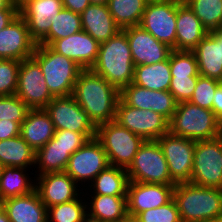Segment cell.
I'll return each instance as SVG.
<instances>
[{
  "label": "cell",
  "instance_id": "obj_1",
  "mask_svg": "<svg viewBox=\"0 0 222 222\" xmlns=\"http://www.w3.org/2000/svg\"><path fill=\"white\" fill-rule=\"evenodd\" d=\"M72 96L96 127L115 121L120 91L91 69L80 72Z\"/></svg>",
  "mask_w": 222,
  "mask_h": 222
},
{
  "label": "cell",
  "instance_id": "obj_2",
  "mask_svg": "<svg viewBox=\"0 0 222 222\" xmlns=\"http://www.w3.org/2000/svg\"><path fill=\"white\" fill-rule=\"evenodd\" d=\"M91 70L121 91L134 78V62L126 33L121 30L100 43L98 57Z\"/></svg>",
  "mask_w": 222,
  "mask_h": 222
},
{
  "label": "cell",
  "instance_id": "obj_3",
  "mask_svg": "<svg viewBox=\"0 0 222 222\" xmlns=\"http://www.w3.org/2000/svg\"><path fill=\"white\" fill-rule=\"evenodd\" d=\"M182 222H217L222 213V189L177 183L173 190Z\"/></svg>",
  "mask_w": 222,
  "mask_h": 222
},
{
  "label": "cell",
  "instance_id": "obj_4",
  "mask_svg": "<svg viewBox=\"0 0 222 222\" xmlns=\"http://www.w3.org/2000/svg\"><path fill=\"white\" fill-rule=\"evenodd\" d=\"M168 132L193 141L209 140L222 135V123L212 110L184 101L169 120Z\"/></svg>",
  "mask_w": 222,
  "mask_h": 222
},
{
  "label": "cell",
  "instance_id": "obj_5",
  "mask_svg": "<svg viewBox=\"0 0 222 222\" xmlns=\"http://www.w3.org/2000/svg\"><path fill=\"white\" fill-rule=\"evenodd\" d=\"M32 58L40 65L47 88L53 97L71 96L78 75L83 70L70 58L48 45L37 44Z\"/></svg>",
  "mask_w": 222,
  "mask_h": 222
},
{
  "label": "cell",
  "instance_id": "obj_6",
  "mask_svg": "<svg viewBox=\"0 0 222 222\" xmlns=\"http://www.w3.org/2000/svg\"><path fill=\"white\" fill-rule=\"evenodd\" d=\"M95 138L107 154L109 164L128 169L144 139L120 126L116 121L97 126Z\"/></svg>",
  "mask_w": 222,
  "mask_h": 222
},
{
  "label": "cell",
  "instance_id": "obj_7",
  "mask_svg": "<svg viewBox=\"0 0 222 222\" xmlns=\"http://www.w3.org/2000/svg\"><path fill=\"white\" fill-rule=\"evenodd\" d=\"M129 181L176 185L171 179L163 150L157 140H145L127 169Z\"/></svg>",
  "mask_w": 222,
  "mask_h": 222
},
{
  "label": "cell",
  "instance_id": "obj_8",
  "mask_svg": "<svg viewBox=\"0 0 222 222\" xmlns=\"http://www.w3.org/2000/svg\"><path fill=\"white\" fill-rule=\"evenodd\" d=\"M189 183L222 189V135L209 140L195 141Z\"/></svg>",
  "mask_w": 222,
  "mask_h": 222
},
{
  "label": "cell",
  "instance_id": "obj_9",
  "mask_svg": "<svg viewBox=\"0 0 222 222\" xmlns=\"http://www.w3.org/2000/svg\"><path fill=\"white\" fill-rule=\"evenodd\" d=\"M181 0L147 2L140 26L158 41L176 50L177 6Z\"/></svg>",
  "mask_w": 222,
  "mask_h": 222
},
{
  "label": "cell",
  "instance_id": "obj_10",
  "mask_svg": "<svg viewBox=\"0 0 222 222\" xmlns=\"http://www.w3.org/2000/svg\"><path fill=\"white\" fill-rule=\"evenodd\" d=\"M115 121L144 140H157L169 131V120L153 110H142L127 105L119 98Z\"/></svg>",
  "mask_w": 222,
  "mask_h": 222
},
{
  "label": "cell",
  "instance_id": "obj_11",
  "mask_svg": "<svg viewBox=\"0 0 222 222\" xmlns=\"http://www.w3.org/2000/svg\"><path fill=\"white\" fill-rule=\"evenodd\" d=\"M109 165L101 143L93 138L70 156L65 172L84 190Z\"/></svg>",
  "mask_w": 222,
  "mask_h": 222
},
{
  "label": "cell",
  "instance_id": "obj_12",
  "mask_svg": "<svg viewBox=\"0 0 222 222\" xmlns=\"http://www.w3.org/2000/svg\"><path fill=\"white\" fill-rule=\"evenodd\" d=\"M15 95L30 109H44L54 98L47 88L40 65L32 57L20 63Z\"/></svg>",
  "mask_w": 222,
  "mask_h": 222
},
{
  "label": "cell",
  "instance_id": "obj_13",
  "mask_svg": "<svg viewBox=\"0 0 222 222\" xmlns=\"http://www.w3.org/2000/svg\"><path fill=\"white\" fill-rule=\"evenodd\" d=\"M168 164L171 179L177 183L190 182L195 141L170 134L157 139Z\"/></svg>",
  "mask_w": 222,
  "mask_h": 222
},
{
  "label": "cell",
  "instance_id": "obj_14",
  "mask_svg": "<svg viewBox=\"0 0 222 222\" xmlns=\"http://www.w3.org/2000/svg\"><path fill=\"white\" fill-rule=\"evenodd\" d=\"M44 109L49 114L55 130L96 133L97 127L72 95L54 97Z\"/></svg>",
  "mask_w": 222,
  "mask_h": 222
},
{
  "label": "cell",
  "instance_id": "obj_15",
  "mask_svg": "<svg viewBox=\"0 0 222 222\" xmlns=\"http://www.w3.org/2000/svg\"><path fill=\"white\" fill-rule=\"evenodd\" d=\"M37 190L46 208L76 199L83 189L64 172L35 175Z\"/></svg>",
  "mask_w": 222,
  "mask_h": 222
},
{
  "label": "cell",
  "instance_id": "obj_16",
  "mask_svg": "<svg viewBox=\"0 0 222 222\" xmlns=\"http://www.w3.org/2000/svg\"><path fill=\"white\" fill-rule=\"evenodd\" d=\"M126 33L134 66L150 65L167 60L172 48L158 41L140 25L123 29Z\"/></svg>",
  "mask_w": 222,
  "mask_h": 222
},
{
  "label": "cell",
  "instance_id": "obj_17",
  "mask_svg": "<svg viewBox=\"0 0 222 222\" xmlns=\"http://www.w3.org/2000/svg\"><path fill=\"white\" fill-rule=\"evenodd\" d=\"M174 186L129 181L127 188V213L137 216L148 209L165 205L173 198Z\"/></svg>",
  "mask_w": 222,
  "mask_h": 222
},
{
  "label": "cell",
  "instance_id": "obj_18",
  "mask_svg": "<svg viewBox=\"0 0 222 222\" xmlns=\"http://www.w3.org/2000/svg\"><path fill=\"white\" fill-rule=\"evenodd\" d=\"M36 45L20 15L0 31V59L22 61L31 58Z\"/></svg>",
  "mask_w": 222,
  "mask_h": 222
},
{
  "label": "cell",
  "instance_id": "obj_19",
  "mask_svg": "<svg viewBox=\"0 0 222 222\" xmlns=\"http://www.w3.org/2000/svg\"><path fill=\"white\" fill-rule=\"evenodd\" d=\"M64 8L62 0H31L19 10L30 37L38 44L50 31L52 18Z\"/></svg>",
  "mask_w": 222,
  "mask_h": 222
},
{
  "label": "cell",
  "instance_id": "obj_20",
  "mask_svg": "<svg viewBox=\"0 0 222 222\" xmlns=\"http://www.w3.org/2000/svg\"><path fill=\"white\" fill-rule=\"evenodd\" d=\"M100 44L84 30L69 37L55 40L50 47L57 53L70 58L83 70L95 64Z\"/></svg>",
  "mask_w": 222,
  "mask_h": 222
},
{
  "label": "cell",
  "instance_id": "obj_21",
  "mask_svg": "<svg viewBox=\"0 0 222 222\" xmlns=\"http://www.w3.org/2000/svg\"><path fill=\"white\" fill-rule=\"evenodd\" d=\"M10 222H48L47 208L35 189L26 195L0 202Z\"/></svg>",
  "mask_w": 222,
  "mask_h": 222
},
{
  "label": "cell",
  "instance_id": "obj_22",
  "mask_svg": "<svg viewBox=\"0 0 222 222\" xmlns=\"http://www.w3.org/2000/svg\"><path fill=\"white\" fill-rule=\"evenodd\" d=\"M176 50L193 51L209 33L194 12L181 2L177 6Z\"/></svg>",
  "mask_w": 222,
  "mask_h": 222
},
{
  "label": "cell",
  "instance_id": "obj_23",
  "mask_svg": "<svg viewBox=\"0 0 222 222\" xmlns=\"http://www.w3.org/2000/svg\"><path fill=\"white\" fill-rule=\"evenodd\" d=\"M80 15L82 29L99 44L106 42L121 31L107 5L90 4Z\"/></svg>",
  "mask_w": 222,
  "mask_h": 222
},
{
  "label": "cell",
  "instance_id": "obj_24",
  "mask_svg": "<svg viewBox=\"0 0 222 222\" xmlns=\"http://www.w3.org/2000/svg\"><path fill=\"white\" fill-rule=\"evenodd\" d=\"M88 222H115L127 214V196L84 194Z\"/></svg>",
  "mask_w": 222,
  "mask_h": 222
},
{
  "label": "cell",
  "instance_id": "obj_25",
  "mask_svg": "<svg viewBox=\"0 0 222 222\" xmlns=\"http://www.w3.org/2000/svg\"><path fill=\"white\" fill-rule=\"evenodd\" d=\"M55 128L45 109H30L21 124L20 136L37 151L54 137Z\"/></svg>",
  "mask_w": 222,
  "mask_h": 222
},
{
  "label": "cell",
  "instance_id": "obj_26",
  "mask_svg": "<svg viewBox=\"0 0 222 222\" xmlns=\"http://www.w3.org/2000/svg\"><path fill=\"white\" fill-rule=\"evenodd\" d=\"M193 52L200 76L216 80L222 78V42L213 31L205 36Z\"/></svg>",
  "mask_w": 222,
  "mask_h": 222
},
{
  "label": "cell",
  "instance_id": "obj_27",
  "mask_svg": "<svg viewBox=\"0 0 222 222\" xmlns=\"http://www.w3.org/2000/svg\"><path fill=\"white\" fill-rule=\"evenodd\" d=\"M128 184L127 170L109 165L83 190V194L127 196Z\"/></svg>",
  "mask_w": 222,
  "mask_h": 222
},
{
  "label": "cell",
  "instance_id": "obj_28",
  "mask_svg": "<svg viewBox=\"0 0 222 222\" xmlns=\"http://www.w3.org/2000/svg\"><path fill=\"white\" fill-rule=\"evenodd\" d=\"M33 170V168L4 167L0 178V202L34 191L36 177Z\"/></svg>",
  "mask_w": 222,
  "mask_h": 222
},
{
  "label": "cell",
  "instance_id": "obj_29",
  "mask_svg": "<svg viewBox=\"0 0 222 222\" xmlns=\"http://www.w3.org/2000/svg\"><path fill=\"white\" fill-rule=\"evenodd\" d=\"M70 156L68 149L58 143V140L53 137L36 151L33 171L35 175L64 172Z\"/></svg>",
  "mask_w": 222,
  "mask_h": 222
},
{
  "label": "cell",
  "instance_id": "obj_30",
  "mask_svg": "<svg viewBox=\"0 0 222 222\" xmlns=\"http://www.w3.org/2000/svg\"><path fill=\"white\" fill-rule=\"evenodd\" d=\"M169 58L159 63L134 66L133 84L155 90L169 91L171 82Z\"/></svg>",
  "mask_w": 222,
  "mask_h": 222
},
{
  "label": "cell",
  "instance_id": "obj_31",
  "mask_svg": "<svg viewBox=\"0 0 222 222\" xmlns=\"http://www.w3.org/2000/svg\"><path fill=\"white\" fill-rule=\"evenodd\" d=\"M36 151L20 136L0 140V162L5 167L34 168Z\"/></svg>",
  "mask_w": 222,
  "mask_h": 222
},
{
  "label": "cell",
  "instance_id": "obj_32",
  "mask_svg": "<svg viewBox=\"0 0 222 222\" xmlns=\"http://www.w3.org/2000/svg\"><path fill=\"white\" fill-rule=\"evenodd\" d=\"M147 2V0H108L107 7L116 25L123 30L140 25Z\"/></svg>",
  "mask_w": 222,
  "mask_h": 222
},
{
  "label": "cell",
  "instance_id": "obj_33",
  "mask_svg": "<svg viewBox=\"0 0 222 222\" xmlns=\"http://www.w3.org/2000/svg\"><path fill=\"white\" fill-rule=\"evenodd\" d=\"M82 29L81 15L63 8L52 18L49 33L38 43L50 46L55 40L69 37Z\"/></svg>",
  "mask_w": 222,
  "mask_h": 222
},
{
  "label": "cell",
  "instance_id": "obj_34",
  "mask_svg": "<svg viewBox=\"0 0 222 222\" xmlns=\"http://www.w3.org/2000/svg\"><path fill=\"white\" fill-rule=\"evenodd\" d=\"M48 222H88L83 192L74 200L47 208Z\"/></svg>",
  "mask_w": 222,
  "mask_h": 222
},
{
  "label": "cell",
  "instance_id": "obj_35",
  "mask_svg": "<svg viewBox=\"0 0 222 222\" xmlns=\"http://www.w3.org/2000/svg\"><path fill=\"white\" fill-rule=\"evenodd\" d=\"M194 12L203 27L212 32L222 25V0H181Z\"/></svg>",
  "mask_w": 222,
  "mask_h": 222
},
{
  "label": "cell",
  "instance_id": "obj_36",
  "mask_svg": "<svg viewBox=\"0 0 222 222\" xmlns=\"http://www.w3.org/2000/svg\"><path fill=\"white\" fill-rule=\"evenodd\" d=\"M171 76L199 77L197 59L193 51L172 50L169 56Z\"/></svg>",
  "mask_w": 222,
  "mask_h": 222
},
{
  "label": "cell",
  "instance_id": "obj_37",
  "mask_svg": "<svg viewBox=\"0 0 222 222\" xmlns=\"http://www.w3.org/2000/svg\"><path fill=\"white\" fill-rule=\"evenodd\" d=\"M30 108L15 94L0 96V120H11L20 125Z\"/></svg>",
  "mask_w": 222,
  "mask_h": 222
},
{
  "label": "cell",
  "instance_id": "obj_38",
  "mask_svg": "<svg viewBox=\"0 0 222 222\" xmlns=\"http://www.w3.org/2000/svg\"><path fill=\"white\" fill-rule=\"evenodd\" d=\"M20 63L13 59H0V96L16 93Z\"/></svg>",
  "mask_w": 222,
  "mask_h": 222
},
{
  "label": "cell",
  "instance_id": "obj_39",
  "mask_svg": "<svg viewBox=\"0 0 222 222\" xmlns=\"http://www.w3.org/2000/svg\"><path fill=\"white\" fill-rule=\"evenodd\" d=\"M220 86L219 80L199 76L193 95L189 102L202 108L212 110L213 97Z\"/></svg>",
  "mask_w": 222,
  "mask_h": 222
},
{
  "label": "cell",
  "instance_id": "obj_40",
  "mask_svg": "<svg viewBox=\"0 0 222 222\" xmlns=\"http://www.w3.org/2000/svg\"><path fill=\"white\" fill-rule=\"evenodd\" d=\"M120 98L129 106L150 110L152 107V90L131 83L120 91Z\"/></svg>",
  "mask_w": 222,
  "mask_h": 222
},
{
  "label": "cell",
  "instance_id": "obj_41",
  "mask_svg": "<svg viewBox=\"0 0 222 222\" xmlns=\"http://www.w3.org/2000/svg\"><path fill=\"white\" fill-rule=\"evenodd\" d=\"M137 217L141 222H182L173 198L165 205L139 213Z\"/></svg>",
  "mask_w": 222,
  "mask_h": 222
},
{
  "label": "cell",
  "instance_id": "obj_42",
  "mask_svg": "<svg viewBox=\"0 0 222 222\" xmlns=\"http://www.w3.org/2000/svg\"><path fill=\"white\" fill-rule=\"evenodd\" d=\"M197 80L198 77H188V75L172 76L169 92L178 103L189 101L195 90Z\"/></svg>",
  "mask_w": 222,
  "mask_h": 222
},
{
  "label": "cell",
  "instance_id": "obj_43",
  "mask_svg": "<svg viewBox=\"0 0 222 222\" xmlns=\"http://www.w3.org/2000/svg\"><path fill=\"white\" fill-rule=\"evenodd\" d=\"M96 133H76L70 130H55L54 138L72 155L88 140L95 138Z\"/></svg>",
  "mask_w": 222,
  "mask_h": 222
},
{
  "label": "cell",
  "instance_id": "obj_44",
  "mask_svg": "<svg viewBox=\"0 0 222 222\" xmlns=\"http://www.w3.org/2000/svg\"><path fill=\"white\" fill-rule=\"evenodd\" d=\"M178 102L169 91L152 90V107L151 110L160 113L168 120L171 119L177 108Z\"/></svg>",
  "mask_w": 222,
  "mask_h": 222
},
{
  "label": "cell",
  "instance_id": "obj_45",
  "mask_svg": "<svg viewBox=\"0 0 222 222\" xmlns=\"http://www.w3.org/2000/svg\"><path fill=\"white\" fill-rule=\"evenodd\" d=\"M21 125L11 120H0V140L10 139L20 135Z\"/></svg>",
  "mask_w": 222,
  "mask_h": 222
},
{
  "label": "cell",
  "instance_id": "obj_46",
  "mask_svg": "<svg viewBox=\"0 0 222 222\" xmlns=\"http://www.w3.org/2000/svg\"><path fill=\"white\" fill-rule=\"evenodd\" d=\"M65 9L81 14L91 3L89 0H62Z\"/></svg>",
  "mask_w": 222,
  "mask_h": 222
},
{
  "label": "cell",
  "instance_id": "obj_47",
  "mask_svg": "<svg viewBox=\"0 0 222 222\" xmlns=\"http://www.w3.org/2000/svg\"><path fill=\"white\" fill-rule=\"evenodd\" d=\"M19 15V10H0V31L11 24Z\"/></svg>",
  "mask_w": 222,
  "mask_h": 222
},
{
  "label": "cell",
  "instance_id": "obj_48",
  "mask_svg": "<svg viewBox=\"0 0 222 222\" xmlns=\"http://www.w3.org/2000/svg\"><path fill=\"white\" fill-rule=\"evenodd\" d=\"M212 111L222 123V86L220 85L213 97Z\"/></svg>",
  "mask_w": 222,
  "mask_h": 222
},
{
  "label": "cell",
  "instance_id": "obj_49",
  "mask_svg": "<svg viewBox=\"0 0 222 222\" xmlns=\"http://www.w3.org/2000/svg\"><path fill=\"white\" fill-rule=\"evenodd\" d=\"M0 10H18L12 0H0Z\"/></svg>",
  "mask_w": 222,
  "mask_h": 222
},
{
  "label": "cell",
  "instance_id": "obj_50",
  "mask_svg": "<svg viewBox=\"0 0 222 222\" xmlns=\"http://www.w3.org/2000/svg\"><path fill=\"white\" fill-rule=\"evenodd\" d=\"M115 222H141L137 216L126 214L124 217Z\"/></svg>",
  "mask_w": 222,
  "mask_h": 222
},
{
  "label": "cell",
  "instance_id": "obj_51",
  "mask_svg": "<svg viewBox=\"0 0 222 222\" xmlns=\"http://www.w3.org/2000/svg\"><path fill=\"white\" fill-rule=\"evenodd\" d=\"M31 0H12L14 6L20 10L24 5H26Z\"/></svg>",
  "mask_w": 222,
  "mask_h": 222
},
{
  "label": "cell",
  "instance_id": "obj_52",
  "mask_svg": "<svg viewBox=\"0 0 222 222\" xmlns=\"http://www.w3.org/2000/svg\"><path fill=\"white\" fill-rule=\"evenodd\" d=\"M0 222H10L5 210L0 205Z\"/></svg>",
  "mask_w": 222,
  "mask_h": 222
},
{
  "label": "cell",
  "instance_id": "obj_53",
  "mask_svg": "<svg viewBox=\"0 0 222 222\" xmlns=\"http://www.w3.org/2000/svg\"><path fill=\"white\" fill-rule=\"evenodd\" d=\"M91 4L107 5L108 0H89Z\"/></svg>",
  "mask_w": 222,
  "mask_h": 222
},
{
  "label": "cell",
  "instance_id": "obj_54",
  "mask_svg": "<svg viewBox=\"0 0 222 222\" xmlns=\"http://www.w3.org/2000/svg\"><path fill=\"white\" fill-rule=\"evenodd\" d=\"M215 35L219 38V42H222V25L215 31Z\"/></svg>",
  "mask_w": 222,
  "mask_h": 222
},
{
  "label": "cell",
  "instance_id": "obj_55",
  "mask_svg": "<svg viewBox=\"0 0 222 222\" xmlns=\"http://www.w3.org/2000/svg\"><path fill=\"white\" fill-rule=\"evenodd\" d=\"M4 167L5 166L0 162V178L2 176V172H3Z\"/></svg>",
  "mask_w": 222,
  "mask_h": 222
},
{
  "label": "cell",
  "instance_id": "obj_56",
  "mask_svg": "<svg viewBox=\"0 0 222 222\" xmlns=\"http://www.w3.org/2000/svg\"><path fill=\"white\" fill-rule=\"evenodd\" d=\"M217 222H222V213L220 214V216H219Z\"/></svg>",
  "mask_w": 222,
  "mask_h": 222
},
{
  "label": "cell",
  "instance_id": "obj_57",
  "mask_svg": "<svg viewBox=\"0 0 222 222\" xmlns=\"http://www.w3.org/2000/svg\"><path fill=\"white\" fill-rule=\"evenodd\" d=\"M148 2H153V1H163V0H147Z\"/></svg>",
  "mask_w": 222,
  "mask_h": 222
},
{
  "label": "cell",
  "instance_id": "obj_58",
  "mask_svg": "<svg viewBox=\"0 0 222 222\" xmlns=\"http://www.w3.org/2000/svg\"><path fill=\"white\" fill-rule=\"evenodd\" d=\"M219 82H220V85L222 86V78L219 80Z\"/></svg>",
  "mask_w": 222,
  "mask_h": 222
}]
</instances>
